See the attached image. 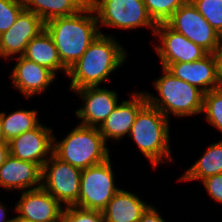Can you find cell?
Returning <instances> with one entry per match:
<instances>
[{
	"label": "cell",
	"mask_w": 222,
	"mask_h": 222,
	"mask_svg": "<svg viewBox=\"0 0 222 222\" xmlns=\"http://www.w3.org/2000/svg\"><path fill=\"white\" fill-rule=\"evenodd\" d=\"M9 155V143L7 141H0V166L6 161Z\"/></svg>",
	"instance_id": "obj_32"
},
{
	"label": "cell",
	"mask_w": 222,
	"mask_h": 222,
	"mask_svg": "<svg viewBox=\"0 0 222 222\" xmlns=\"http://www.w3.org/2000/svg\"><path fill=\"white\" fill-rule=\"evenodd\" d=\"M0 141H5L3 130H2V111H0Z\"/></svg>",
	"instance_id": "obj_34"
},
{
	"label": "cell",
	"mask_w": 222,
	"mask_h": 222,
	"mask_svg": "<svg viewBox=\"0 0 222 222\" xmlns=\"http://www.w3.org/2000/svg\"><path fill=\"white\" fill-rule=\"evenodd\" d=\"M74 125L64 138L58 140L54 132L53 153L62 161L81 170L95 166L111 158L110 148L98 127Z\"/></svg>",
	"instance_id": "obj_5"
},
{
	"label": "cell",
	"mask_w": 222,
	"mask_h": 222,
	"mask_svg": "<svg viewBox=\"0 0 222 222\" xmlns=\"http://www.w3.org/2000/svg\"><path fill=\"white\" fill-rule=\"evenodd\" d=\"M150 204L140 198L137 192L120 188L102 213L106 222H138Z\"/></svg>",
	"instance_id": "obj_19"
},
{
	"label": "cell",
	"mask_w": 222,
	"mask_h": 222,
	"mask_svg": "<svg viewBox=\"0 0 222 222\" xmlns=\"http://www.w3.org/2000/svg\"><path fill=\"white\" fill-rule=\"evenodd\" d=\"M197 11L222 36V0H190Z\"/></svg>",
	"instance_id": "obj_26"
},
{
	"label": "cell",
	"mask_w": 222,
	"mask_h": 222,
	"mask_svg": "<svg viewBox=\"0 0 222 222\" xmlns=\"http://www.w3.org/2000/svg\"><path fill=\"white\" fill-rule=\"evenodd\" d=\"M187 0H143L149 16L156 24L165 23Z\"/></svg>",
	"instance_id": "obj_25"
},
{
	"label": "cell",
	"mask_w": 222,
	"mask_h": 222,
	"mask_svg": "<svg viewBox=\"0 0 222 222\" xmlns=\"http://www.w3.org/2000/svg\"><path fill=\"white\" fill-rule=\"evenodd\" d=\"M81 171L53 153L42 167L41 187L64 207L74 206L80 194Z\"/></svg>",
	"instance_id": "obj_8"
},
{
	"label": "cell",
	"mask_w": 222,
	"mask_h": 222,
	"mask_svg": "<svg viewBox=\"0 0 222 222\" xmlns=\"http://www.w3.org/2000/svg\"><path fill=\"white\" fill-rule=\"evenodd\" d=\"M62 222H106L101 211L66 206L63 209Z\"/></svg>",
	"instance_id": "obj_28"
},
{
	"label": "cell",
	"mask_w": 222,
	"mask_h": 222,
	"mask_svg": "<svg viewBox=\"0 0 222 222\" xmlns=\"http://www.w3.org/2000/svg\"><path fill=\"white\" fill-rule=\"evenodd\" d=\"M12 222H31V221L22 219V218H20L19 216L15 215V216H13Z\"/></svg>",
	"instance_id": "obj_35"
},
{
	"label": "cell",
	"mask_w": 222,
	"mask_h": 222,
	"mask_svg": "<svg viewBox=\"0 0 222 222\" xmlns=\"http://www.w3.org/2000/svg\"><path fill=\"white\" fill-rule=\"evenodd\" d=\"M46 125L41 122L36 128L12 138L8 142L10 155L43 167L52 156L54 146V129Z\"/></svg>",
	"instance_id": "obj_13"
},
{
	"label": "cell",
	"mask_w": 222,
	"mask_h": 222,
	"mask_svg": "<svg viewBox=\"0 0 222 222\" xmlns=\"http://www.w3.org/2000/svg\"><path fill=\"white\" fill-rule=\"evenodd\" d=\"M158 210L159 209L151 203L142 213L138 222H166L165 218L160 214L162 212H158Z\"/></svg>",
	"instance_id": "obj_30"
},
{
	"label": "cell",
	"mask_w": 222,
	"mask_h": 222,
	"mask_svg": "<svg viewBox=\"0 0 222 222\" xmlns=\"http://www.w3.org/2000/svg\"><path fill=\"white\" fill-rule=\"evenodd\" d=\"M170 126V120L147 103L138 112L131 127L128 138L133 140L141 155L149 161L152 170H158L162 164L176 162L170 144Z\"/></svg>",
	"instance_id": "obj_3"
},
{
	"label": "cell",
	"mask_w": 222,
	"mask_h": 222,
	"mask_svg": "<svg viewBox=\"0 0 222 222\" xmlns=\"http://www.w3.org/2000/svg\"><path fill=\"white\" fill-rule=\"evenodd\" d=\"M26 109L16 108L11 113L2 111V130L5 141L9 142L12 138L36 128L41 123L37 109L30 110L28 107Z\"/></svg>",
	"instance_id": "obj_23"
},
{
	"label": "cell",
	"mask_w": 222,
	"mask_h": 222,
	"mask_svg": "<svg viewBox=\"0 0 222 222\" xmlns=\"http://www.w3.org/2000/svg\"><path fill=\"white\" fill-rule=\"evenodd\" d=\"M11 206L15 215L31 222H61L64 206L42 187L20 192Z\"/></svg>",
	"instance_id": "obj_16"
},
{
	"label": "cell",
	"mask_w": 222,
	"mask_h": 222,
	"mask_svg": "<svg viewBox=\"0 0 222 222\" xmlns=\"http://www.w3.org/2000/svg\"><path fill=\"white\" fill-rule=\"evenodd\" d=\"M201 185L213 202L222 205V173L205 178L201 181Z\"/></svg>",
	"instance_id": "obj_29"
},
{
	"label": "cell",
	"mask_w": 222,
	"mask_h": 222,
	"mask_svg": "<svg viewBox=\"0 0 222 222\" xmlns=\"http://www.w3.org/2000/svg\"><path fill=\"white\" fill-rule=\"evenodd\" d=\"M113 161H107L81 171L80 194L74 205L83 209L103 211L120 189ZM117 182V184H116Z\"/></svg>",
	"instance_id": "obj_7"
},
{
	"label": "cell",
	"mask_w": 222,
	"mask_h": 222,
	"mask_svg": "<svg viewBox=\"0 0 222 222\" xmlns=\"http://www.w3.org/2000/svg\"><path fill=\"white\" fill-rule=\"evenodd\" d=\"M42 184V167L9 155L0 166V187L6 192L38 189Z\"/></svg>",
	"instance_id": "obj_18"
},
{
	"label": "cell",
	"mask_w": 222,
	"mask_h": 222,
	"mask_svg": "<svg viewBox=\"0 0 222 222\" xmlns=\"http://www.w3.org/2000/svg\"><path fill=\"white\" fill-rule=\"evenodd\" d=\"M216 56L218 59L219 75H220V80L222 83V39H221L220 45L218 46Z\"/></svg>",
	"instance_id": "obj_33"
},
{
	"label": "cell",
	"mask_w": 222,
	"mask_h": 222,
	"mask_svg": "<svg viewBox=\"0 0 222 222\" xmlns=\"http://www.w3.org/2000/svg\"><path fill=\"white\" fill-rule=\"evenodd\" d=\"M82 100L80 107L75 109V116L81 125L100 127L119 104V93L108 87H86L72 91Z\"/></svg>",
	"instance_id": "obj_11"
},
{
	"label": "cell",
	"mask_w": 222,
	"mask_h": 222,
	"mask_svg": "<svg viewBox=\"0 0 222 222\" xmlns=\"http://www.w3.org/2000/svg\"><path fill=\"white\" fill-rule=\"evenodd\" d=\"M161 70V76L152 81L154 85L152 87L155 88L157 96L143 89L147 103L157 108L169 120L172 117L182 119L192 116L194 118L195 115L201 116L204 92L174 77L165 68L161 67Z\"/></svg>",
	"instance_id": "obj_4"
},
{
	"label": "cell",
	"mask_w": 222,
	"mask_h": 222,
	"mask_svg": "<svg viewBox=\"0 0 222 222\" xmlns=\"http://www.w3.org/2000/svg\"><path fill=\"white\" fill-rule=\"evenodd\" d=\"M62 64L69 70L101 34L97 18L88 3L74 15L56 17L45 23Z\"/></svg>",
	"instance_id": "obj_2"
},
{
	"label": "cell",
	"mask_w": 222,
	"mask_h": 222,
	"mask_svg": "<svg viewBox=\"0 0 222 222\" xmlns=\"http://www.w3.org/2000/svg\"><path fill=\"white\" fill-rule=\"evenodd\" d=\"M101 28L131 30L148 29L154 36L157 24L149 16L143 0H89Z\"/></svg>",
	"instance_id": "obj_6"
},
{
	"label": "cell",
	"mask_w": 222,
	"mask_h": 222,
	"mask_svg": "<svg viewBox=\"0 0 222 222\" xmlns=\"http://www.w3.org/2000/svg\"><path fill=\"white\" fill-rule=\"evenodd\" d=\"M45 29V22L32 11L23 9L15 23L0 35V59L21 57L28 43Z\"/></svg>",
	"instance_id": "obj_12"
},
{
	"label": "cell",
	"mask_w": 222,
	"mask_h": 222,
	"mask_svg": "<svg viewBox=\"0 0 222 222\" xmlns=\"http://www.w3.org/2000/svg\"><path fill=\"white\" fill-rule=\"evenodd\" d=\"M153 37L156 41L151 43L162 68L173 63H190L208 54L201 46L171 29L166 23L157 24Z\"/></svg>",
	"instance_id": "obj_10"
},
{
	"label": "cell",
	"mask_w": 222,
	"mask_h": 222,
	"mask_svg": "<svg viewBox=\"0 0 222 222\" xmlns=\"http://www.w3.org/2000/svg\"><path fill=\"white\" fill-rule=\"evenodd\" d=\"M165 69L204 93L222 87L216 54L208 53L202 59L190 63L169 64Z\"/></svg>",
	"instance_id": "obj_17"
},
{
	"label": "cell",
	"mask_w": 222,
	"mask_h": 222,
	"mask_svg": "<svg viewBox=\"0 0 222 222\" xmlns=\"http://www.w3.org/2000/svg\"><path fill=\"white\" fill-rule=\"evenodd\" d=\"M88 3L89 0H23L24 9L32 11L45 23L56 17L74 15Z\"/></svg>",
	"instance_id": "obj_22"
},
{
	"label": "cell",
	"mask_w": 222,
	"mask_h": 222,
	"mask_svg": "<svg viewBox=\"0 0 222 222\" xmlns=\"http://www.w3.org/2000/svg\"><path fill=\"white\" fill-rule=\"evenodd\" d=\"M214 141L206 147L203 155L176 179L177 182H200L209 176L222 173V139Z\"/></svg>",
	"instance_id": "obj_21"
},
{
	"label": "cell",
	"mask_w": 222,
	"mask_h": 222,
	"mask_svg": "<svg viewBox=\"0 0 222 222\" xmlns=\"http://www.w3.org/2000/svg\"><path fill=\"white\" fill-rule=\"evenodd\" d=\"M14 66L9 73V80L13 89H16L26 99L42 95L51 89V84L57 77L47 68L21 57H16Z\"/></svg>",
	"instance_id": "obj_15"
},
{
	"label": "cell",
	"mask_w": 222,
	"mask_h": 222,
	"mask_svg": "<svg viewBox=\"0 0 222 222\" xmlns=\"http://www.w3.org/2000/svg\"><path fill=\"white\" fill-rule=\"evenodd\" d=\"M23 9V0H0V35L15 23Z\"/></svg>",
	"instance_id": "obj_27"
},
{
	"label": "cell",
	"mask_w": 222,
	"mask_h": 222,
	"mask_svg": "<svg viewBox=\"0 0 222 222\" xmlns=\"http://www.w3.org/2000/svg\"><path fill=\"white\" fill-rule=\"evenodd\" d=\"M7 207H8L7 205H4V202L2 203L0 201V222H12V220H13L14 214L10 215L9 211H11V210L9 209V207L7 209ZM8 212H9V214H8ZM8 215L10 216V218H8Z\"/></svg>",
	"instance_id": "obj_31"
},
{
	"label": "cell",
	"mask_w": 222,
	"mask_h": 222,
	"mask_svg": "<svg viewBox=\"0 0 222 222\" xmlns=\"http://www.w3.org/2000/svg\"><path fill=\"white\" fill-rule=\"evenodd\" d=\"M119 42L114 34L102 32L68 70V90L72 92L86 87L105 86L103 82L109 83L129 56V50Z\"/></svg>",
	"instance_id": "obj_1"
},
{
	"label": "cell",
	"mask_w": 222,
	"mask_h": 222,
	"mask_svg": "<svg viewBox=\"0 0 222 222\" xmlns=\"http://www.w3.org/2000/svg\"><path fill=\"white\" fill-rule=\"evenodd\" d=\"M165 23L208 53L216 54L222 36L197 11L190 0L177 9Z\"/></svg>",
	"instance_id": "obj_9"
},
{
	"label": "cell",
	"mask_w": 222,
	"mask_h": 222,
	"mask_svg": "<svg viewBox=\"0 0 222 222\" xmlns=\"http://www.w3.org/2000/svg\"><path fill=\"white\" fill-rule=\"evenodd\" d=\"M201 114L210 127L222 134V87L204 93Z\"/></svg>",
	"instance_id": "obj_24"
},
{
	"label": "cell",
	"mask_w": 222,
	"mask_h": 222,
	"mask_svg": "<svg viewBox=\"0 0 222 222\" xmlns=\"http://www.w3.org/2000/svg\"><path fill=\"white\" fill-rule=\"evenodd\" d=\"M128 99H122L104 123L99 127L103 139L122 143L128 137L138 112L147 104L143 90H132ZM123 138V139H122Z\"/></svg>",
	"instance_id": "obj_14"
},
{
	"label": "cell",
	"mask_w": 222,
	"mask_h": 222,
	"mask_svg": "<svg viewBox=\"0 0 222 222\" xmlns=\"http://www.w3.org/2000/svg\"><path fill=\"white\" fill-rule=\"evenodd\" d=\"M23 57L49 69L56 77L60 72L67 76L68 69L62 64L53 39L45 29L28 43Z\"/></svg>",
	"instance_id": "obj_20"
}]
</instances>
